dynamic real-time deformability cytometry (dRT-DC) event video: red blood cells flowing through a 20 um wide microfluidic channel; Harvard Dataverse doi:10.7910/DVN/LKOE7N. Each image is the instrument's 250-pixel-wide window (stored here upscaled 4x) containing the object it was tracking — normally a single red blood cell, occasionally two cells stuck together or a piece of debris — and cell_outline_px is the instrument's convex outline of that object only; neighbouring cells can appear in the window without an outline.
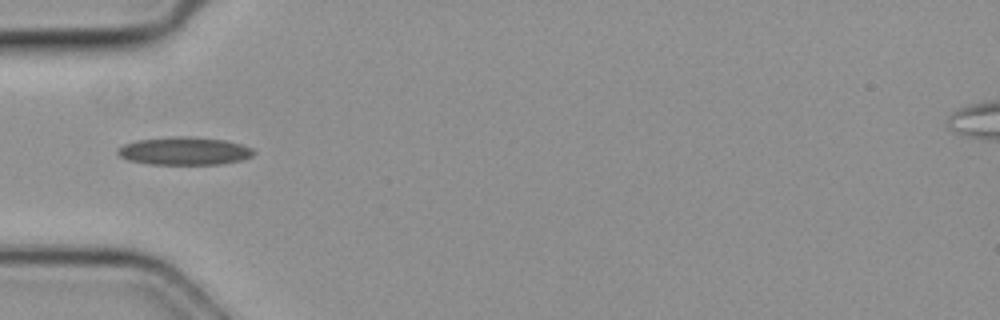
{"species": "common noctule bat (a hibernating species)", "species_latin": "Nyctalus noctula", "temperature_condition": "cold", "stored_images_in_passage": 3, "camera_frame_rate_fps": 3000, "um_per_image_px": 0.085, "animal": {"sex": "female", "body_mass_g": 19.3, "forearm_length_mm": 54.1}, "frame": {"image": 1, "passage_image": 1, "time_ms": 0.0, "image_size_px": [1000, 320], "cell_outline_px": [[256, 152], [252, 156], [244, 160], [220, 164], [148, 164], [128, 160], [120, 156], [116, 152], [116, 148], [124, 144], [136, 140], [168, 136], [188, 136], [224, 140], [240, 144], [252, 148]], "centroid_in_image_um": [15.65, 12.83], "position_along_channel_um": 69.4, "area_um2": 22.37}}